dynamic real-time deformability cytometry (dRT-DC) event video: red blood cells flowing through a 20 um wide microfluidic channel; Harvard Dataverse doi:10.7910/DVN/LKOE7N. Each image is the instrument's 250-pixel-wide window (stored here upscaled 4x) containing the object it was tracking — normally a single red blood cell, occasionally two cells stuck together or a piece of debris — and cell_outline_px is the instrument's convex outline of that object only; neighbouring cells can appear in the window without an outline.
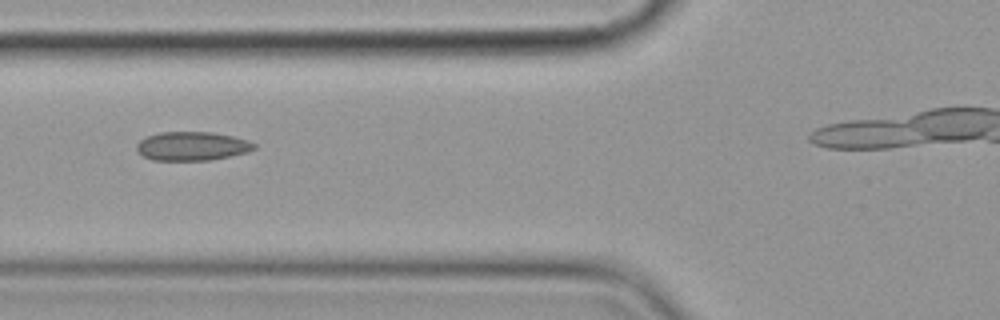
{"species": "common noctule bat (a hibernating species)", "species_latin": "Nyctalus noctula", "temperature_condition": "cold", "stored_images_in_passage": 5, "camera_frame_rate_fps": 3000, "um_per_image_px": 0.085, "animal": {"sex": "female", "body_mass_g": 19.9}, "frame": {"image": 1, "passage_image": 2, "time_ms": 1.333, "image_size_px": [1000, 320], "cell_outline_px": [[256, 148], [248, 152], [208, 160], [152, 160], [144, 156], [136, 148], [136, 144], [140, 140], [148, 136], [160, 132], [212, 132], [232, 136], [248, 140], [256, 144]], "centroid_in_image_um": [16.34, 12.41], "position_along_channel_um": 109.5, "area_um2": 19.59}}
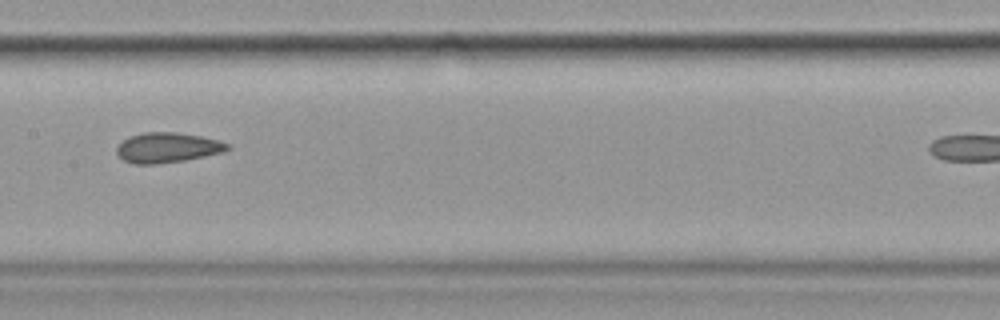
{"frame": {"image": 2, "passage_image": 4, "time_ms": 3.667, "image_size_px": [1000, 320], "cell_outline_px": [[232, 148], [224, 152], [184, 160], [156, 164], [136, 164], [124, 160], [116, 152], [116, 148], [128, 136], [144, 132], [176, 132], [200, 136], [220, 140], [232, 144]], "centroid_in_image_um": [14.28, 12.54], "position_along_channel_um": 193.1, "area_um2": 19.48}}